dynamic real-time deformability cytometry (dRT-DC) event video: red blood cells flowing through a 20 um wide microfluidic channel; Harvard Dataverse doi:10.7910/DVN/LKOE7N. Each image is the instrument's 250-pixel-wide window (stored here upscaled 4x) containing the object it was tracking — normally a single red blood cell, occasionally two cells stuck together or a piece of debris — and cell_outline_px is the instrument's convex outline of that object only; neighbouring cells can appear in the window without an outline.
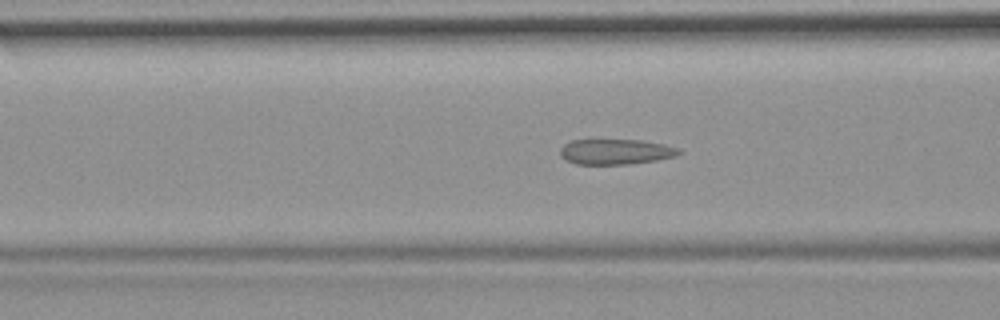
{"species": "common noctule bat (a hibernating species)", "species_latin": "Nyctalus noctula", "temperature_condition": "room temperature", "stored_images_in_passage": 53, "camera_frame_rate_fps": 3000, "um_per_image_px": 0.085, "animal": {"sex": "female", "body_mass_g": 19.9}, "frame": {"image": 1, "passage_image": 20, "time_ms": 6.333, "image_size_px": [1000, 320], "cell_outline_px": [[680, 152], [676, 156], [656, 160], [628, 164], [576, 164], [560, 156], [560, 148], [564, 144], [572, 140], [640, 140], [664, 144], [680, 148]], "centroid_in_image_um": [52.33, 12.89], "position_along_channel_um": 114.3, "area_um2": 17.46}}
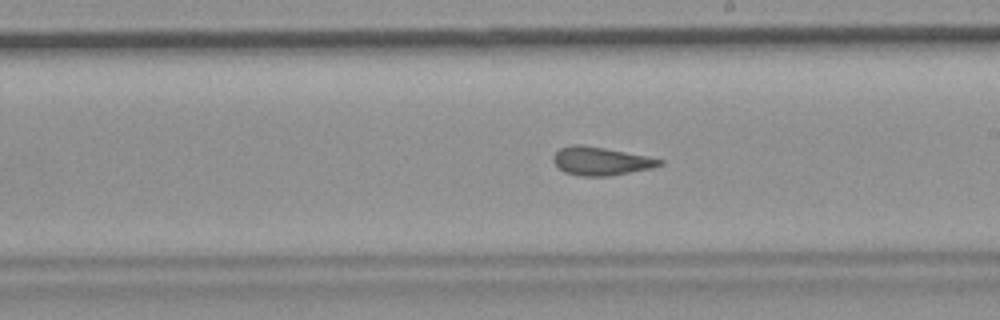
{"frame": {"image": 2, "passage_image": 30, "time_ms": 9.667, "image_size_px": [1000, 320], "cell_outline_px": [[664, 164], [652, 168], [608, 176], [580, 176], [564, 172], [552, 160], [552, 156], [560, 148], [572, 144], [584, 144], [648, 156], [664, 160]], "centroid_in_image_um": [51.07, 13.68], "position_along_channel_um": 237.9, "area_um2": 17.63}}
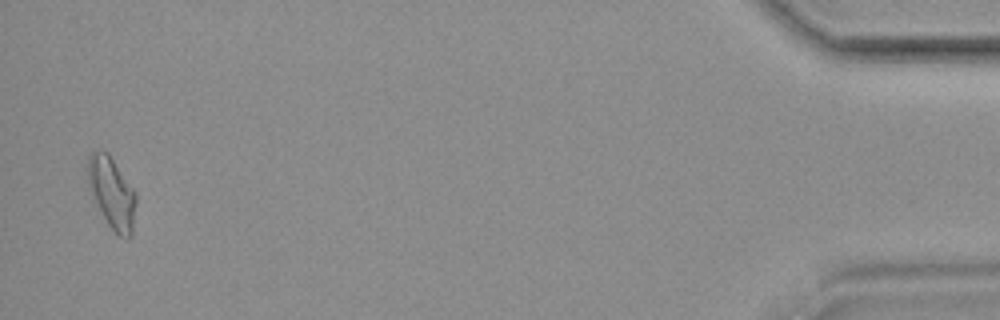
{"frame": {"image": 3, "passage_image": 52, "time_ms": 17.0, "image_size_px": [1000, 320], "cell_outline_px": [[136, 204], [132, 236], [120, 236], [108, 224], [100, 212], [88, 188], [88, 156], [92, 152], [108, 152], [132, 188], [136, 196]], "centroid_in_image_um": [9.5, 16.4], "position_along_channel_um": 425.7, "area_um2": 19.65}, "authors_computed_cell_mechanics": {"area_um2": 18.3804, "velocity_mm_per_s": 3.7189, "shape_relaxation_time_tau1_ms": null, "shape_relaxation_time_tau2_ms": 1.3743, "deformation_change_tau1": null, "deformation_change_tau2": 0.0954}}